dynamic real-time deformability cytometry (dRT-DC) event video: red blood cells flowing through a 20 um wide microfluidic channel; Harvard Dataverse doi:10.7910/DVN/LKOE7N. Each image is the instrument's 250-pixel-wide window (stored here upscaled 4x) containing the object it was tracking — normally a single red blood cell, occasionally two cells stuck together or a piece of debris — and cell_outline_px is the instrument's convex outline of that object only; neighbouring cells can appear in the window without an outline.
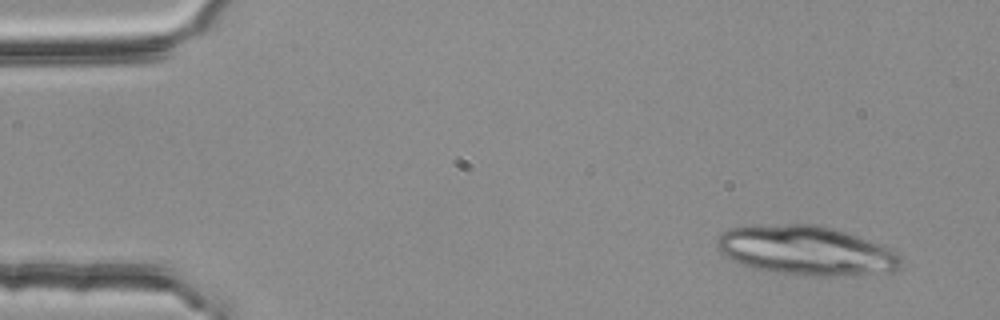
{"species": "common noctule bat (a hibernating species)", "species_latin": "Nyctalus noctula", "temperature_condition": "room temperature", "stored_images_in_passage": 21, "camera_frame_rate_fps": 3000, "um_per_image_px": 0.085, "animal": {"sex": "female", "body_mass_g": 25.1}, "frame": {"image": 1, "passage_image": 4, "time_ms": 1.0, "image_size_px": [1000, 320], "cell_outline_px": [[900, 268], [892, 272], [836, 276], [816, 276], [772, 272], [752, 268], [732, 260], [724, 256], [716, 248], [716, 240], [724, 232], [732, 228], [752, 224], [816, 224], [832, 228], [868, 240], [896, 252], [900, 260]], "centroid_in_image_um": [68.46, 21.29], "position_along_channel_um": 16.5, "area_um2": 52.77}}